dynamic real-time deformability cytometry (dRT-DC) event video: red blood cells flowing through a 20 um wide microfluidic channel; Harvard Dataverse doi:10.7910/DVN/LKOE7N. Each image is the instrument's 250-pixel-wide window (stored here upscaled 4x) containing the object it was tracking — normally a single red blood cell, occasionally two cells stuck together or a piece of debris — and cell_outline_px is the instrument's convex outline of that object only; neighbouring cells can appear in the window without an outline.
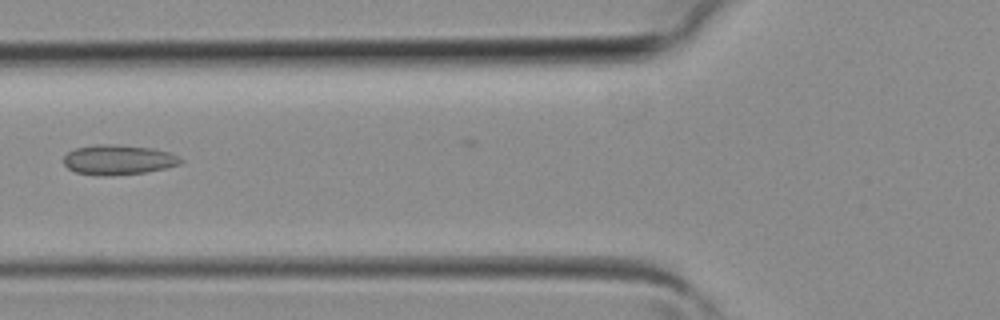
{"species": "common noctule bat (a hibernating species)", "species_latin": "Nyctalus noctula", "temperature_condition": "room temperature", "stored_images_in_passage": 20, "camera_frame_rate_fps": 3000, "um_per_image_px": 0.085, "animal": {"sex": "female", "body_mass_g": 19.3, "forearm_length_mm": 54.1}, "frame": {"image": 1, "passage_image": 14, "time_ms": 4.333, "image_size_px": [1000, 320], "cell_outline_px": [[184, 160], [180, 164], [164, 168], [144, 172], [108, 176], [100, 176], [76, 172], [68, 168], [64, 164], [64, 156], [68, 152], [76, 148], [100, 144], [116, 144], [152, 148], [168, 152]], "centroid_in_image_um": [10.03, 13.58], "position_along_channel_um": 115.8, "area_um2": 20.23}}
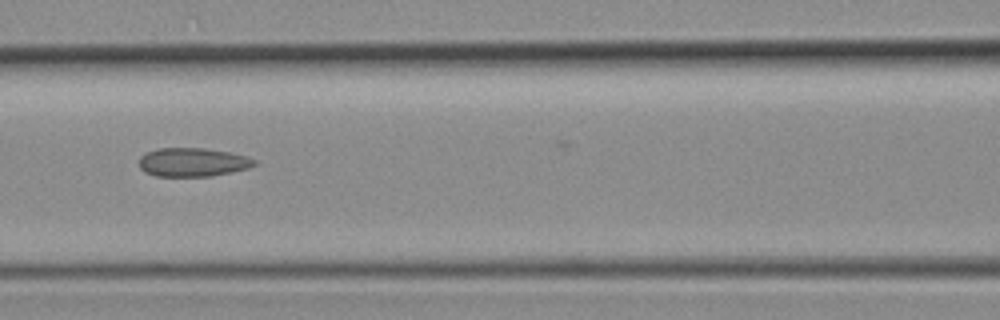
{"frame": {"image": 2, "passage_image": 16, "time_ms": 5.0, "image_size_px": [1000, 320], "cell_outline_px": [[256, 164], [248, 168], [232, 172], [212, 176], [156, 176], [144, 172], [140, 168], [140, 156], [148, 152], [160, 148], [204, 148], [228, 152], [244, 156], [256, 160]], "centroid_in_image_um": [16.37, 13.79], "position_along_channel_um": 150.2, "area_um2": 19.13}}
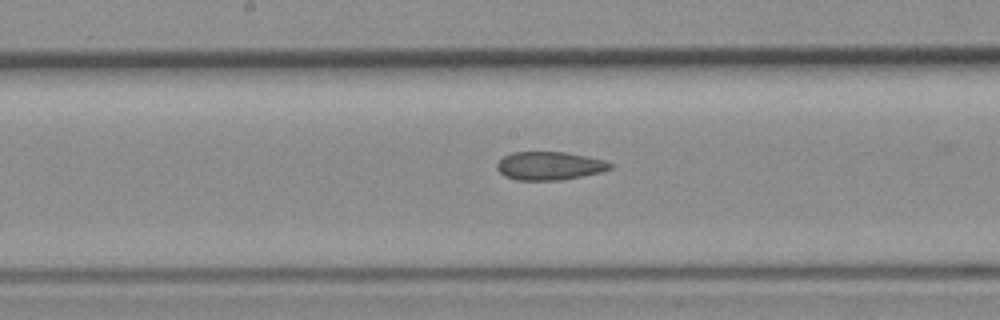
{"frame": {"image": 3, "passage_image": 19, "time_ms": 6.0, "image_size_px": [1000, 320], "cell_outline_px": [[612, 168], [600, 172], [584, 176], [560, 180], [516, 180], [504, 176], [496, 168], [496, 164], [504, 156], [512, 152], [568, 152], [604, 160], [612, 164]], "centroid_in_image_um": [46.7, 14.09], "position_along_channel_um": 201.5, "area_um2": 18.73}}